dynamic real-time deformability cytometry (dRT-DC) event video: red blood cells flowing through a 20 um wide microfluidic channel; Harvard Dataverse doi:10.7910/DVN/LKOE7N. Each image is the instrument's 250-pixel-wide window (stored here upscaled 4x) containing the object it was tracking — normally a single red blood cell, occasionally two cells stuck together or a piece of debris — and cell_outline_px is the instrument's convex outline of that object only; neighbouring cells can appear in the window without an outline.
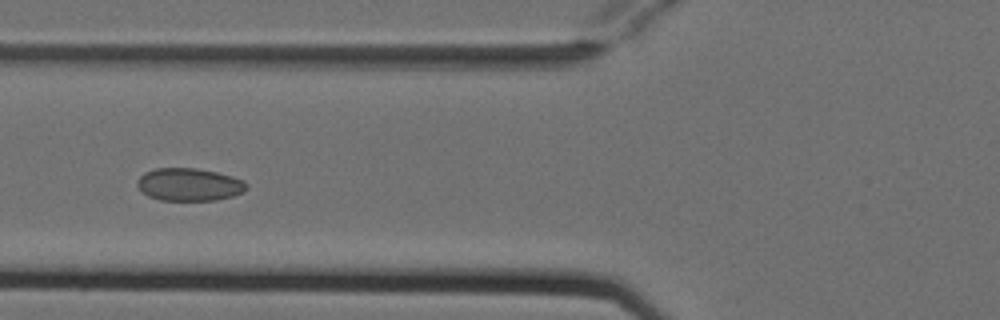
{"species": "Egyptian fruit bat (a non-hibernating species)", "species_latin": "Rousettus aegyptiacus", "temperature_condition": "cold", "stored_images_in_passage": 7, "camera_frame_rate_fps": 3000, "um_per_image_px": 0.085, "animal": {"sex": "female"}, "frame": {"image": 1, "passage_image": 5, "time_ms": 1.333, "image_size_px": [1000, 320], "cell_outline_px": [[248, 188], [244, 192], [232, 196], [216, 200], [160, 200], [148, 196], [136, 184], [136, 180], [144, 172], [156, 168], [196, 168], [216, 172], [232, 176], [244, 180], [248, 184]], "centroid_in_image_um": [16.1, 15.68], "position_along_channel_um": 109.7, "area_um2": 20.92}}
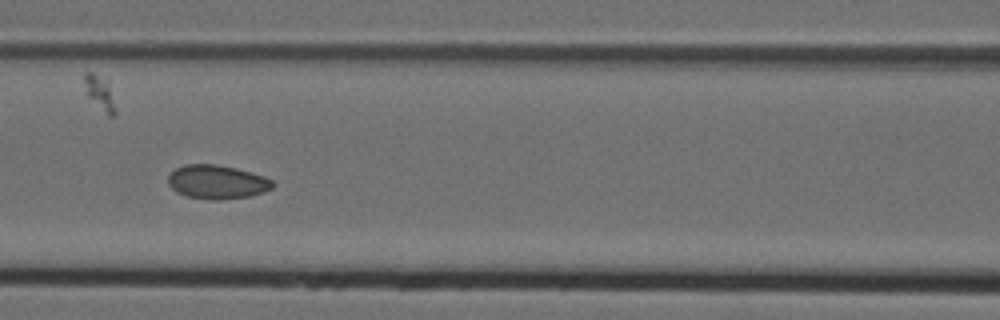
{"frame": {"image": 2, "passage_image": 6, "time_ms": 1.667, "image_size_px": [1000, 320], "cell_outline_px": [[276, 184], [272, 188], [264, 192], [252, 196], [220, 200], [216, 200], [188, 196], [176, 192], [168, 184], [168, 176], [176, 168], [184, 164], [216, 164], [236, 168], [252, 172], [264, 176], [272, 180]], "centroid_in_image_um": [18.48, 15.46], "position_along_channel_um": 148.1, "area_um2": 20.75}}
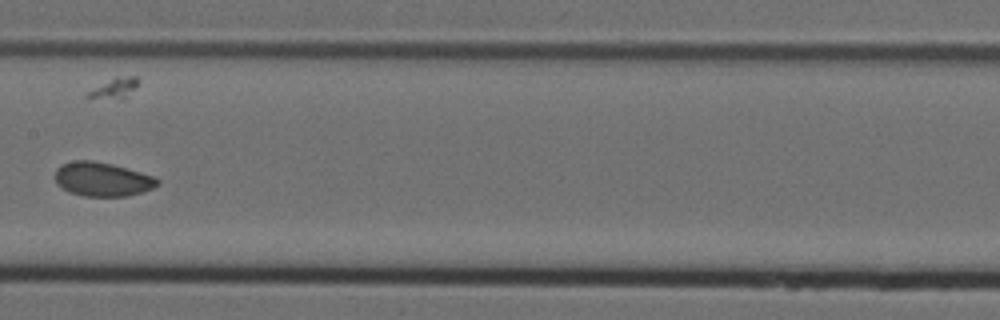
{"frame": {"image": 3, "passage_image": 7, "time_ms": 2.0, "image_size_px": [1000, 320], "cell_outline_px": [[160, 184], [152, 188], [140, 192], [124, 196], [84, 196], [68, 192], [56, 184], [52, 176], [56, 168], [60, 164], [72, 160], [92, 160], [112, 164], [140, 172], [152, 176], [160, 180]], "centroid_in_image_um": [8.61, 15.22], "position_along_channel_um": 198.8, "area_um2": 20.52}}